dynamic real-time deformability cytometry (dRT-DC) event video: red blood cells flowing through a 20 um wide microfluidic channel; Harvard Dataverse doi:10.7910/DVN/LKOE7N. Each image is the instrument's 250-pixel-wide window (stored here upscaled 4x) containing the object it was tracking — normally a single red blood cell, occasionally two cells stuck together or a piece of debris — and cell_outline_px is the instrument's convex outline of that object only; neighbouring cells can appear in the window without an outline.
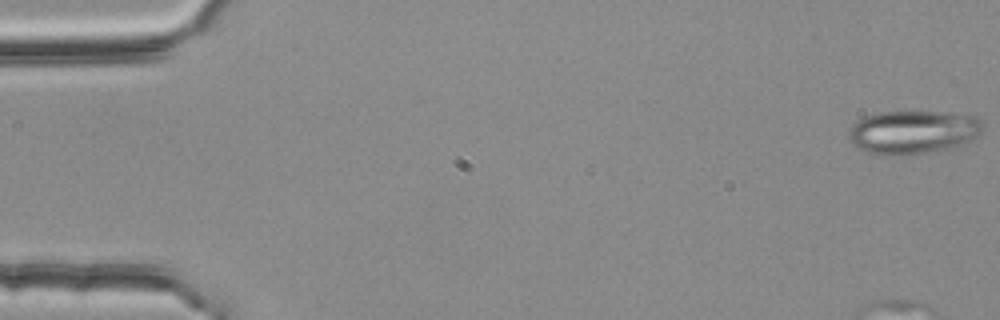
{"species": "common noctule bat (a hibernating species)", "species_latin": "Nyctalus noctula", "temperature_condition": "room temperature", "stored_images_in_passage": 38, "camera_frame_rate_fps": 3000, "um_per_image_px": 0.085, "animal": {"sex": "female", "body_mass_g": 25.1}, "frame": {"image": 1, "passage_image": 1, "time_ms": 0.0, "image_size_px": [1000, 320], "cell_outline_px": [[984, 128], [976, 136], [964, 144], [952, 148], [900, 156], [884, 156], [864, 152], [856, 148], [848, 140], [848, 132], [852, 124], [856, 120], [864, 116], [880, 112], [936, 112], [976, 116], [984, 120]], "centroid_in_image_um": [77.56, 11.24], "position_along_channel_um": 7.4, "area_um2": 34.51}}